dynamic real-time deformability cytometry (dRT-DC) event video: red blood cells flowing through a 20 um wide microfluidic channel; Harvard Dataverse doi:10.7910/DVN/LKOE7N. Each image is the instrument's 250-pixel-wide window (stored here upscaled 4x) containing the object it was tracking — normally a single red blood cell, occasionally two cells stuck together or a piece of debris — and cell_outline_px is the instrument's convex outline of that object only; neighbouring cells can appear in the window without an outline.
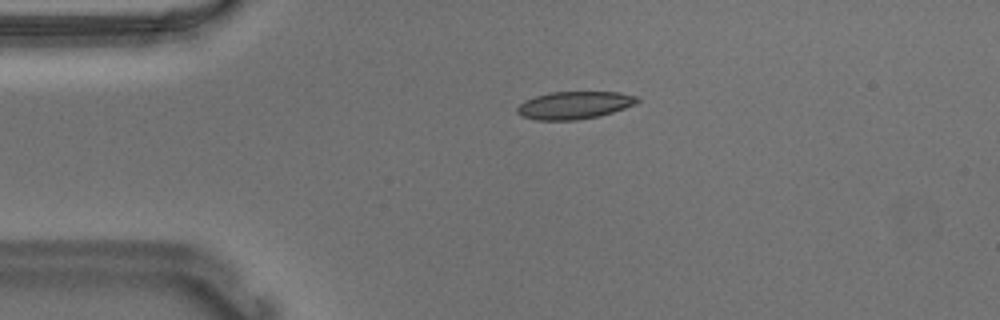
{"species": "Egyptian fruit bat (a non-hibernating species)", "species_latin": "Rousettus aegyptiacus", "temperature_condition": "warm", "stored_images_in_passage": 44, "camera_frame_rate_fps": 3000, "um_per_image_px": 0.085, "animal": {"sex": "male"}, "frame": {"image": 1, "passage_image": 1, "time_ms": 0.0, "image_size_px": [1000, 320], "cell_outline_px": [[640, 100], [636, 104], [600, 116], [576, 120], [536, 120], [520, 116], [516, 112], [516, 108], [524, 100], [536, 96], [552, 92], [620, 92], [636, 96]], "centroid_in_image_um": [48.8, 8.94], "position_along_channel_um": 36.2, "area_um2": 19.36}}
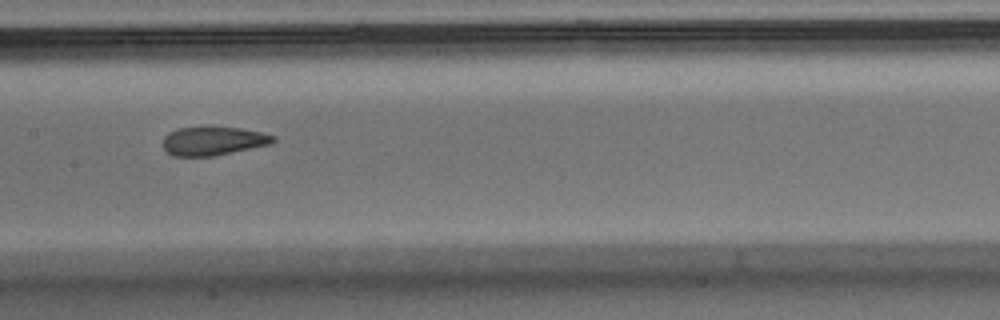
{"frame": {"image": 2, "passage_image": 16, "time_ms": 5.0, "image_size_px": [1000, 320], "cell_outline_px": [[276, 140], [272, 144], [212, 156], [172, 156], [164, 148], [164, 136], [168, 132], [176, 128], [208, 124], [212, 124], [240, 128], [264, 132], [276, 136]], "centroid_in_image_um": [18.14, 11.92], "position_along_channel_um": 189.3, "area_um2": 19.25}}
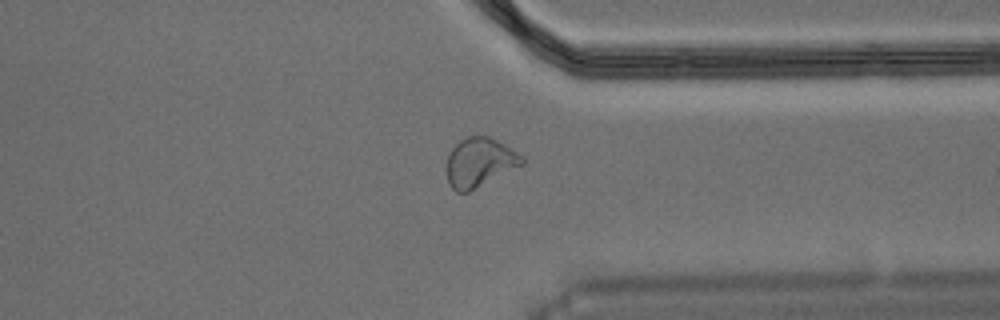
{"frame": {"image": 3, "passage_image": 31, "time_ms": 10.0, "image_size_px": [1000, 320], "cell_outline_px": [[524, 164], [468, 192], [456, 192], [448, 184], [444, 168], [448, 156], [452, 148], [460, 140], [468, 136], [488, 136], [504, 144], [524, 156]], "centroid_in_image_um": [40.73, 13.81], "position_along_channel_um": 370.7, "area_um2": 21.73}, "authors_computed_cell_mechanics": {"area_um2": 19.8254, "velocity_mm_per_s": 3.6723, "shape_relaxation_time_tau1_ms": null, "shape_relaxation_time_tau2_ms": 1.4619, "deformation_change_tau1": null, "deformation_change_tau2": 0.0717}}